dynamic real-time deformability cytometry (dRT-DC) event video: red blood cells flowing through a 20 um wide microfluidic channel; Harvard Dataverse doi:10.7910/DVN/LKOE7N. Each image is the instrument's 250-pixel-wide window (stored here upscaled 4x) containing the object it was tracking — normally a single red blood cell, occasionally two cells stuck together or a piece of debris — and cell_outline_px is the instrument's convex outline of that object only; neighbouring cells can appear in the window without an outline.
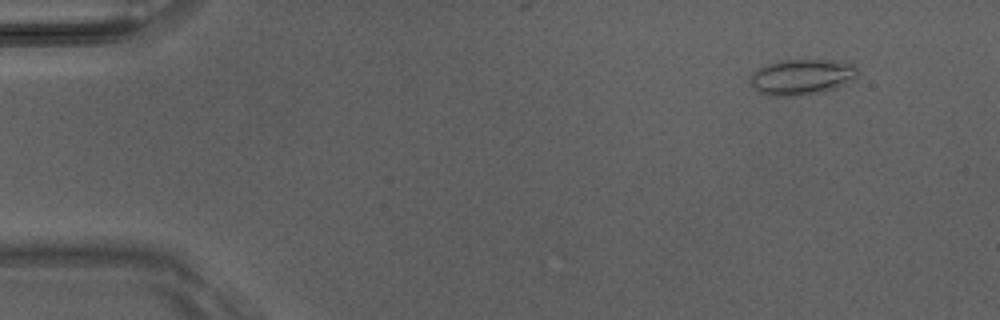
{"species": "Egyptian fruit bat (a non-hibernating species)", "species_latin": "Rousettus aegyptiacus", "temperature_condition": "room temperature", "stored_images_in_passage": 6, "camera_frame_rate_fps": 3000, "um_per_image_px": 0.085, "animal": {"sex": "male"}, "frame": {"image": 1, "passage_image": 2, "time_ms": 0.333, "image_size_px": [1000, 320], "cell_outline_px": [[860, 72], [856, 80], [836, 88], [820, 92], [800, 96], [768, 96], [752, 88], [752, 72], [768, 64], [780, 60], [852, 60], [856, 64]], "centroid_in_image_um": [68.28, 6.53], "position_along_channel_um": 16.7, "area_um2": 22.95}}